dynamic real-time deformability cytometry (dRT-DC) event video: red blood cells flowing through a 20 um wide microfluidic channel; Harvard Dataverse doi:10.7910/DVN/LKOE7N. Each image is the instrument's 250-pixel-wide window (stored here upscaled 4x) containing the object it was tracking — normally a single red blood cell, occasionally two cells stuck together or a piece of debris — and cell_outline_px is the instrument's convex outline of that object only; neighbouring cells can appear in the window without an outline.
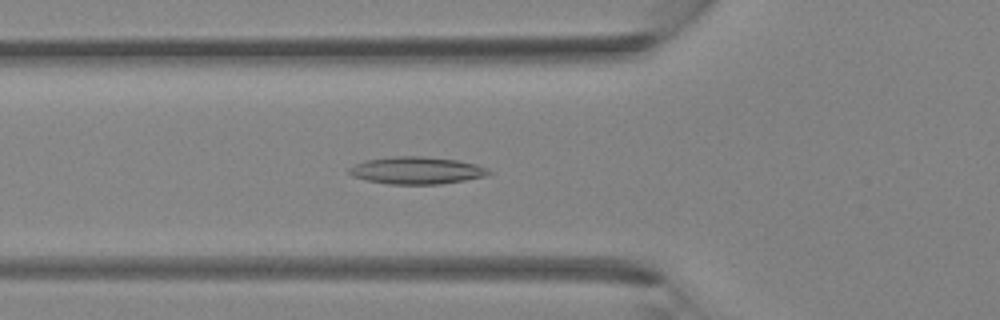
{"species": "Egyptian fruit bat (a non-hibernating species)", "species_latin": "Rousettus aegyptiacus", "temperature_condition": "room temperature", "stored_images_in_passage": 38, "camera_frame_rate_fps": 3000, "um_per_image_px": 0.085, "animal": {"sex": "female"}, "frame": {"image": 1, "passage_image": 13, "time_ms": 4.0, "image_size_px": [1000, 320], "cell_outline_px": [[492, 172], [488, 176], [440, 184], [388, 184], [368, 180], [352, 176], [348, 172], [348, 168], [364, 160], [392, 156], [420, 156], [456, 160], [476, 164], [488, 168]], "centroid_in_image_um": [35.42, 14.48], "position_along_channel_um": 90.4, "area_um2": 22.2}}
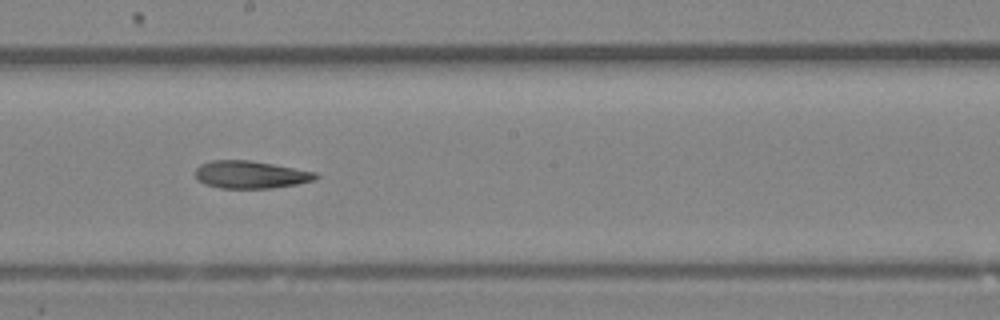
{"frame": {"image": 2, "passage_image": 21, "time_ms": 6.667, "image_size_px": [1000, 320], "cell_outline_px": [[320, 176], [316, 180], [296, 184], [272, 188], [220, 188], [204, 184], [196, 176], [196, 168], [200, 164], [212, 160], [252, 160], [316, 172]], "centroid_in_image_um": [21.32, 14.84], "position_along_channel_um": 226.9, "area_um2": 19.36}}
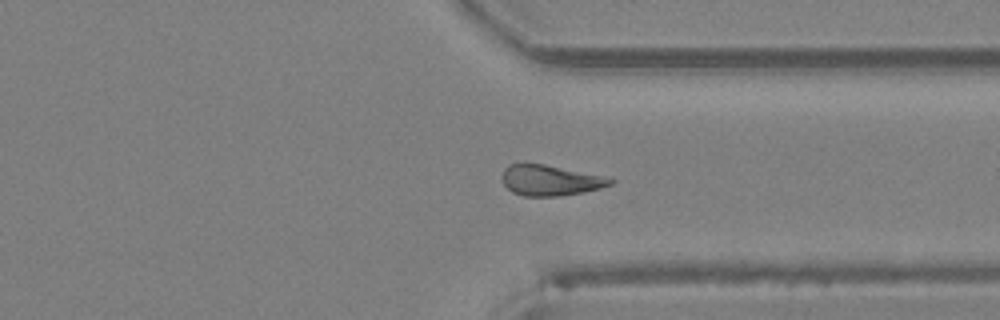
{"frame": {"image": 3, "passage_image": 29, "time_ms": 9.333, "image_size_px": [1000, 320], "cell_outline_px": [[616, 180], [612, 184], [600, 188], [560, 196], [524, 196], [512, 192], [504, 184], [500, 176], [504, 168], [508, 164], [524, 160], [544, 164], [600, 176]], "centroid_in_image_um": [46.64, 15.29], "position_along_channel_um": 364.8, "area_um2": 19.48}}